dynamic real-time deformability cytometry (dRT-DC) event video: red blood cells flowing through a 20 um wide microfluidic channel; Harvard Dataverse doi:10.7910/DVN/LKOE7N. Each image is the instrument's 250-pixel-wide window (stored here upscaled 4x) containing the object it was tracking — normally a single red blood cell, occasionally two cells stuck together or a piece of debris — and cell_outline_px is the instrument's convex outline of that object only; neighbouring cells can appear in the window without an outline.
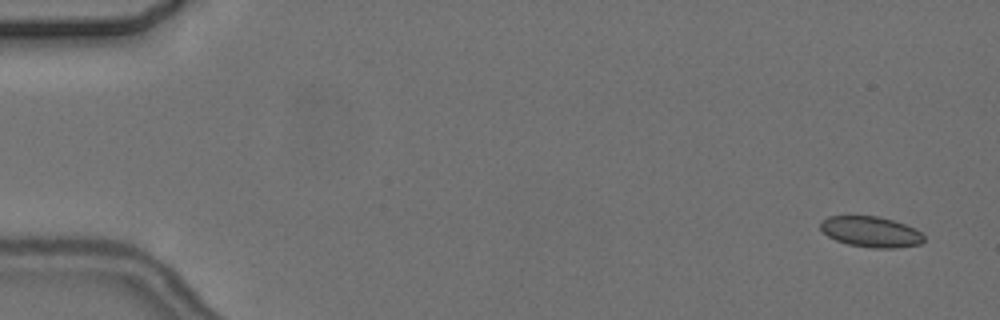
{"species": "common noctule bat (a hibernating species)", "species_latin": "Nyctalus noctula", "temperature_condition": "cold", "stored_images_in_passage": 5, "camera_frame_rate_fps": 3000, "um_per_image_px": 0.085, "animal": {"sex": "female", "body_mass_g": 24.6, "forearm_length_mm": 56.2}, "frame": {"image": 1, "passage_image": 1, "time_ms": 0.0, "image_size_px": [1000, 320], "cell_outline_px": [[924, 240], [920, 244], [896, 248], [872, 248], [848, 244], [836, 240], [828, 236], [820, 228], [820, 220], [828, 216], [876, 216], [892, 220], [904, 224], [920, 232], [924, 236]], "centroid_in_image_um": [73.99, 19.7], "position_along_channel_um": 11.0, "area_um2": 18.38}}
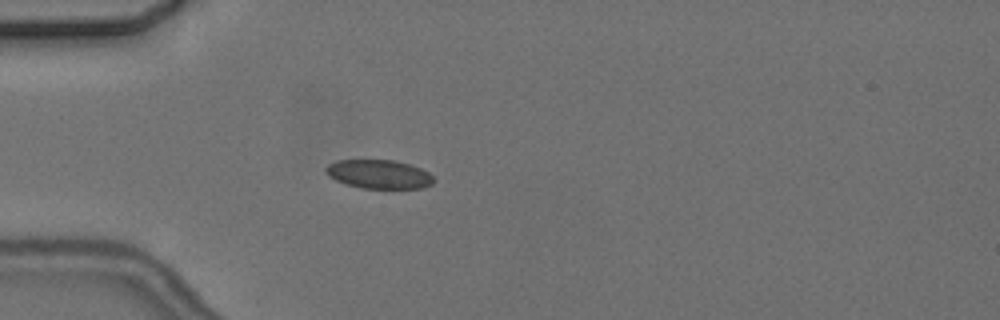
{"frame": {"image": 2, "passage_image": 4, "time_ms": 4.667, "image_size_px": [1000, 320], "cell_outline_px": [[436, 180], [432, 184], [424, 188], [360, 188], [336, 180], [328, 176], [324, 172], [324, 168], [328, 164], [336, 160], [392, 160], [408, 164], [420, 168], [428, 172]], "centroid_in_image_um": [32.19, 14.81], "position_along_channel_um": 52.8, "area_um2": 18.15}}